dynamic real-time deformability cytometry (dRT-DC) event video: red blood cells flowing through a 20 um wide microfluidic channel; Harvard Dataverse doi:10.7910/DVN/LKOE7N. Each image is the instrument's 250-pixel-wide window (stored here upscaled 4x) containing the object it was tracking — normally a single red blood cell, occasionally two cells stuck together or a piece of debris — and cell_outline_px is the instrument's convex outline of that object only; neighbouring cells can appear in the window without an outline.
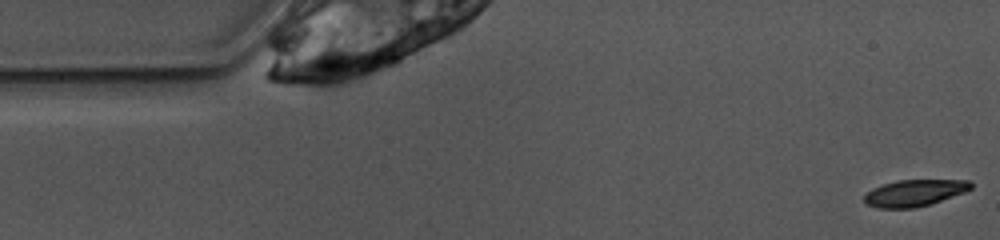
{"species": "common noctule bat (a hibernating species)", "species_latin": "Nyctalus noctula", "temperature_condition": "warm", "stored_images_in_passage": 4, "camera_frame_rate_fps": 3000, "um_per_image_px": 0.085, "animal": {"sex": "female", "body_mass_g": 10.0, "forearm_length_mm": 53.1}, "frame": {"image": 1, "passage_image": 1, "time_ms": 0.0, "image_size_px": [1000, 240], "cell_outline_px": [[972, 188], [964, 192], [916, 208], [876, 208], [868, 204], [864, 200], [864, 196], [872, 188], [896, 180], [968, 180], [972, 184]], "centroid_in_image_um": [77.7, 16.39], "position_along_channel_um": 7.3, "area_um2": 16.3}}